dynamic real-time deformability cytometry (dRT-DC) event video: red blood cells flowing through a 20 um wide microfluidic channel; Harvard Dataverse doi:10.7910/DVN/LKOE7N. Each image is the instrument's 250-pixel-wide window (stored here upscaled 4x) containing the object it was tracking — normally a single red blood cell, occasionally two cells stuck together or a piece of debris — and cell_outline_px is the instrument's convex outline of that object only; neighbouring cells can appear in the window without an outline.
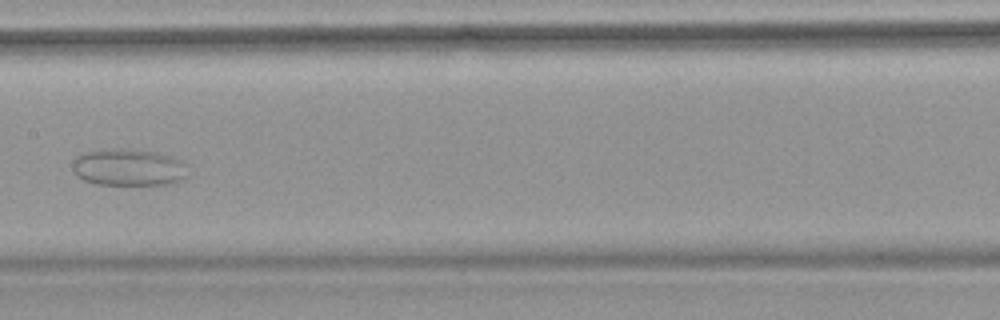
{"species": "common noctule bat (a hibernating species)", "species_latin": "Nyctalus noctula", "temperature_condition": "warm", "stored_images_in_passage": 6, "camera_frame_rate_fps": 3000, "um_per_image_px": 0.085, "animal": {"sex": "female", "body_mass_g": 18.4}, "frame": {"image": 1, "passage_image": 6, "time_ms": 7.333, "image_size_px": [1000, 320], "cell_outline_px": [[188, 176], [180, 180], [168, 184], [96, 184], [84, 180], [76, 176], [72, 168], [72, 160], [76, 156], [84, 152], [112, 148], [124, 148], [156, 152], [172, 156], [188, 164]], "centroid_in_image_um": [10.93, 14.21], "position_along_channel_um": 196.5, "area_um2": 25.2}}